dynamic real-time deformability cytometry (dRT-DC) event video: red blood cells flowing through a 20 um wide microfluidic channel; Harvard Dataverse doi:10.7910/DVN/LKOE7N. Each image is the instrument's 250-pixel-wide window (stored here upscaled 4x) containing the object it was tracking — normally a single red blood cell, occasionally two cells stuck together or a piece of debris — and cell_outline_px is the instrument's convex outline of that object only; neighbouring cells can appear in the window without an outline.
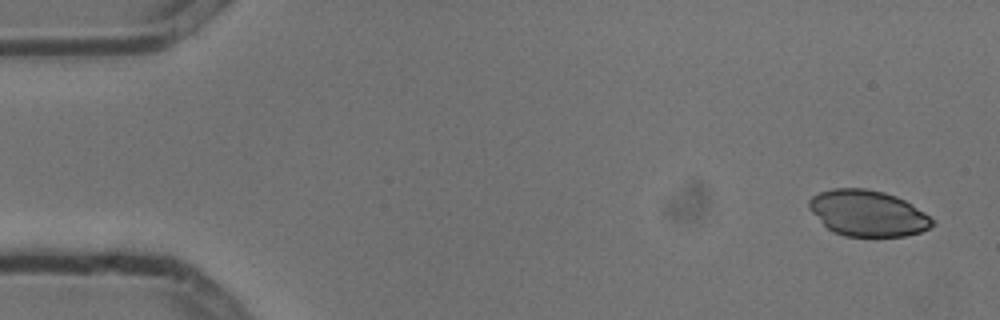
{"species": "common noctule bat (a hibernating species)", "species_latin": "Nyctalus noctula", "temperature_condition": "cold", "stored_images_in_passage": 4, "camera_frame_rate_fps": 3000, "um_per_image_px": 0.085, "animal": {"sex": "male", "body_mass_g": 13.3}, "frame": {"image": 1, "passage_image": 1, "time_ms": 0.0, "image_size_px": [1000, 320], "cell_outline_px": [[936, 224], [920, 232], [904, 236], [844, 236], [828, 228], [808, 208], [808, 200], [812, 196], [820, 192], [832, 188], [864, 188], [884, 192], [896, 196], [912, 204], [936, 220]], "centroid_in_image_um": [73.78, 18.12], "position_along_channel_um": 11.2, "area_um2": 33.0}}